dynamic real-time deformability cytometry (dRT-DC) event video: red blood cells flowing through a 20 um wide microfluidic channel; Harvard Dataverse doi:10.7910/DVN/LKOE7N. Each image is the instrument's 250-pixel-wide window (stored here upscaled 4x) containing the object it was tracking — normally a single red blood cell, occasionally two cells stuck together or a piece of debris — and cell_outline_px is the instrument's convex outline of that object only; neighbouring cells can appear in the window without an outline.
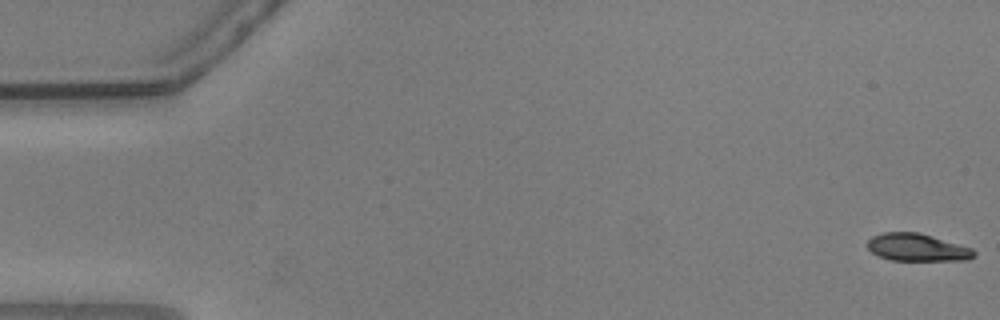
{"species": "common noctule bat (a hibernating species)", "species_latin": "Nyctalus noctula", "temperature_condition": "warm", "stored_images_in_passage": 56, "camera_frame_rate_fps": 3000, "um_per_image_px": 0.085, "animal": {"sex": "male", "body_mass_g": 20.5, "forearm_length_mm": 52.5}, "frame": {"image": 1, "passage_image": 1, "time_ms": 0.0, "image_size_px": [1000, 320], "cell_outline_px": [[976, 256], [968, 260], [892, 260], [880, 256], [872, 252], [868, 248], [868, 240], [872, 236], [884, 232], [920, 232], [972, 248], [976, 252]], "centroid_in_image_um": [77.99, 21.02], "position_along_channel_um": 7.0, "area_um2": 17.05}}
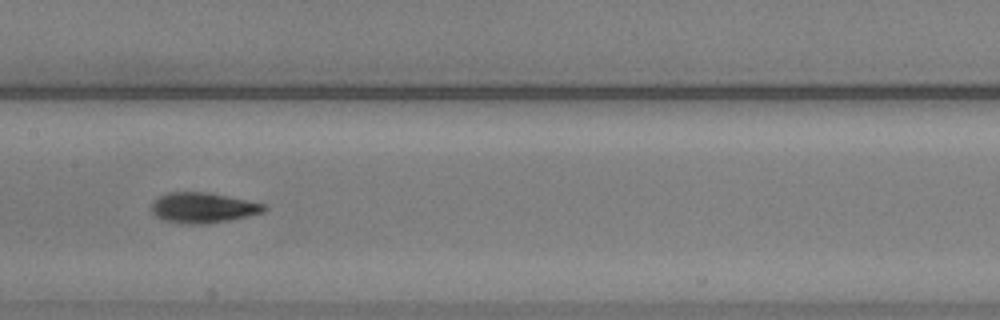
{"frame": {"image": 2, "passage_image": 28, "time_ms": 9.0, "image_size_px": [1000, 320], "cell_outline_px": [[268, 208], [264, 212], [248, 216], [208, 224], [188, 224], [164, 220], [156, 216], [152, 212], [152, 204], [160, 196], [168, 192], [208, 192], [264, 204]], "centroid_in_image_um": [17.26, 17.66], "position_along_channel_um": 190.1, "area_um2": 19.71}}
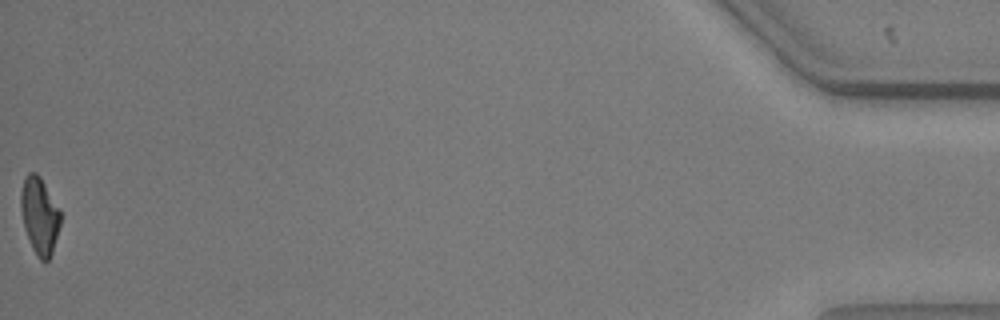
{"frame": {"image": 3, "passage_image": 56, "time_ms": 18.333, "image_size_px": [1000, 320], "cell_outline_px": [[60, 224], [52, 252], [48, 260], [40, 260], [36, 256], [32, 248], [24, 228], [20, 208], [20, 192], [24, 176], [28, 172], [36, 172], [40, 176], [60, 208]], "centroid_in_image_um": [3.34, 18.29], "position_along_channel_um": 431.9, "area_um2": 17.92}, "authors_computed_cell_mechanics": {"area_um2": 18.8139, "velocity_mm_per_s": 3.6579, "shape_relaxation_time_tau1_ms": 3.3984, "shape_relaxation_time_tau2_ms": 2.0445, "deformation_change_tau1": 0.169, "deformation_change_tau2": 0.088}}